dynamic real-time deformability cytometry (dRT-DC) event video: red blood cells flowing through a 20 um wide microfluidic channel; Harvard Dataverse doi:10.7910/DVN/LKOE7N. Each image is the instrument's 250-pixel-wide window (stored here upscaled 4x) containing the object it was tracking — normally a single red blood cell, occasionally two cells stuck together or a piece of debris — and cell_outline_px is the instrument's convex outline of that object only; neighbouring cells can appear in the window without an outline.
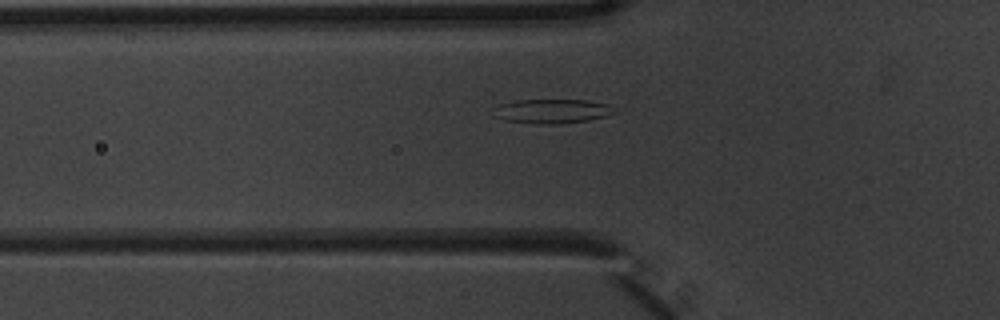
{"species": "common noctule bat (a hibernating species)", "species_latin": "Nyctalus noctula", "temperature_condition": "warm", "stored_images_in_passage": 4, "camera_frame_rate_fps": 3000, "um_per_image_px": 0.085, "animal": {"sex": "male", "body_mass_g": 20.1, "forearm_length_mm": 53.5}, "frame": {"image": 1, "passage_image": 4, "time_ms": 1.0, "image_size_px": [1000, 320], "cell_outline_px": [[616, 112], [608, 116], [588, 120], [556, 124], [536, 124], [504, 120], [492, 116], [500, 104], [516, 100], [588, 100], [608, 104], [616, 108]], "centroid_in_image_um": [46.97, 9.45], "position_along_channel_um": 78.8, "area_um2": 17.17}}